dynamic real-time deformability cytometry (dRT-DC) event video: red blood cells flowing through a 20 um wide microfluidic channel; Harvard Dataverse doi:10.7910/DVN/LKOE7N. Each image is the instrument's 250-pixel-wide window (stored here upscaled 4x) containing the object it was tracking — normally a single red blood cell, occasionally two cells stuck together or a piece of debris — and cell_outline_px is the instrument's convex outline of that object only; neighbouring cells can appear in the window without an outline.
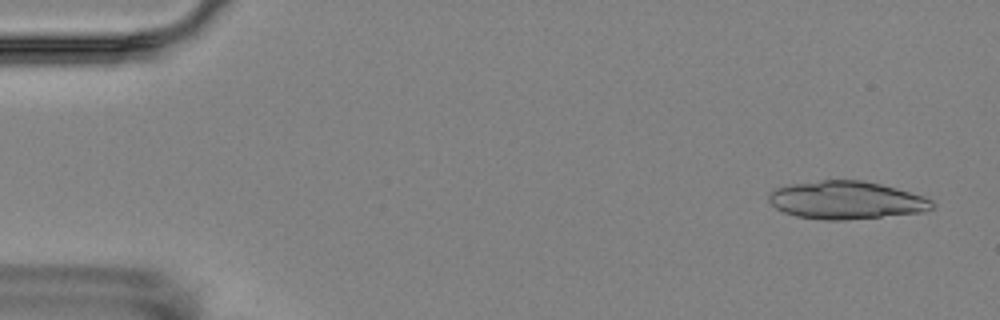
{"species": "Egyptian fruit bat (a non-hibernating species)", "species_latin": "Rousettus aegyptiacus", "temperature_condition": "room temperature", "stored_images_in_passage": 10, "camera_frame_rate_fps": 3000, "um_per_image_px": 0.085, "animal": {"sex": "female"}, "frame": {"image": 1, "passage_image": 1, "time_ms": 0.0, "image_size_px": [1000, 320], "cell_outline_px": [[936, 204], [932, 208], [924, 212], [844, 220], [824, 220], [796, 216], [784, 212], [776, 208], [768, 200], [768, 196], [776, 188], [792, 184], [820, 180], [864, 180], [880, 184], [924, 196], [932, 200]], "centroid_in_image_um": [71.95, 17.01], "position_along_channel_um": 13.1, "area_um2": 35.95}}
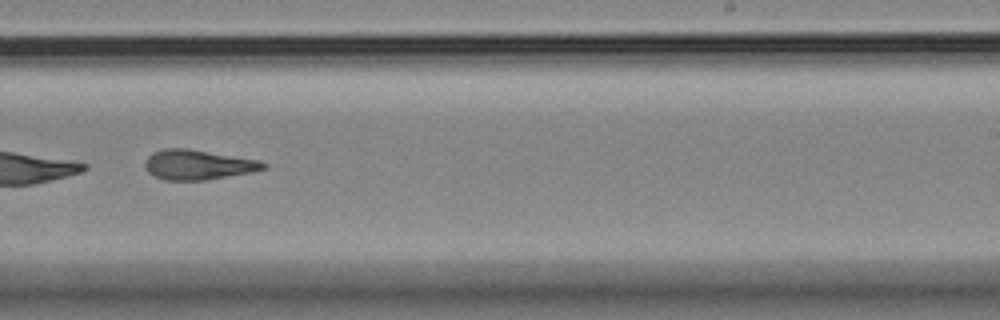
{"frame": {"image": 2, "passage_image": 10, "time_ms": 10.667, "image_size_px": [1000, 320], "cell_outline_px": [[268, 168], [252, 172], [208, 180], [164, 180], [148, 172], [144, 164], [144, 160], [152, 152], [164, 148], [188, 148], [260, 160], [268, 164]], "centroid_in_image_um": [16.85, 13.99], "position_along_channel_um": 272.2, "area_um2": 20.87}}